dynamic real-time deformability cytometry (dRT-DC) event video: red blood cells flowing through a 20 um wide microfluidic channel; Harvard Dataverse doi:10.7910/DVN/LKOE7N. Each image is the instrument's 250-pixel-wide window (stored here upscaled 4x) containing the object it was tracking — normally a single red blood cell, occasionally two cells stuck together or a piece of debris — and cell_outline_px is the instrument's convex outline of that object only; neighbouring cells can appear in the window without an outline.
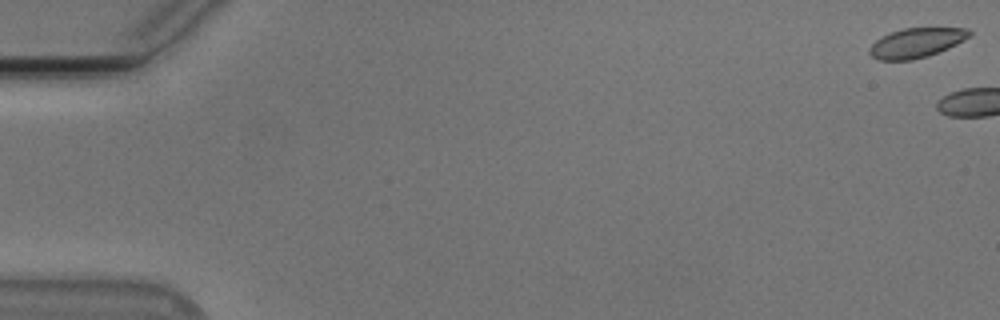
{"species": "Egyptian fruit bat (a non-hibernating species)", "species_latin": "Rousettus aegyptiacus", "temperature_condition": "cold", "stored_images_in_passage": 4, "camera_frame_rate_fps": 3000, "um_per_image_px": 0.085, "animal": {"sex": "male"}, "frame": {"image": 1, "passage_image": 1, "time_ms": 0.0, "image_size_px": [1000, 320], "cell_outline_px": [[972, 36], [948, 48], [928, 56], [912, 60], [876, 60], [868, 52], [868, 48], [876, 40], [892, 32], [904, 28], [968, 28], [972, 32]], "centroid_in_image_um": [77.9, 3.64], "position_along_channel_um": 7.1, "area_um2": 17.22}}